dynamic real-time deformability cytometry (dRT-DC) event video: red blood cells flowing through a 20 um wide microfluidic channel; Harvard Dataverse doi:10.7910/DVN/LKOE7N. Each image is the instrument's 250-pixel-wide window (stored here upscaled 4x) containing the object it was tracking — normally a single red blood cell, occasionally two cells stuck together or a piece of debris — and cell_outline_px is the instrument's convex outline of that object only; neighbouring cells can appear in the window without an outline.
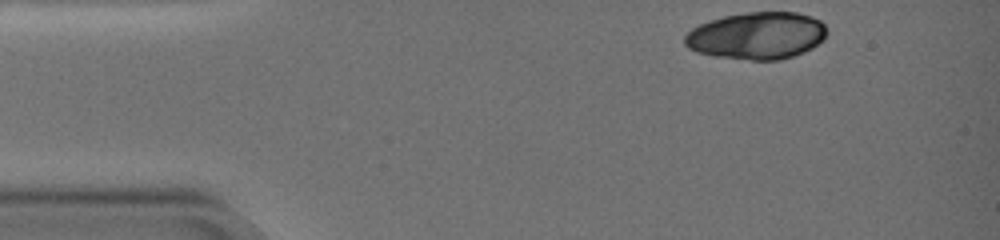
{"species": "common noctule bat (a hibernating species)", "species_latin": "Nyctalus noctula", "temperature_condition": "warm", "stored_images_in_passage": 48, "camera_frame_rate_fps": 3000, "um_per_image_px": 0.085, "animal": {"sex": "female", "body_mass_g": 19.0, "forearm_length_mm": 51.5}, "frame": {"image": 1, "passage_image": 1, "time_ms": 0.0, "image_size_px": [1000, 240], "cell_outline_px": [[824, 36], [816, 44], [792, 56], [776, 60], [752, 60], [700, 52], [684, 44], [684, 36], [692, 28], [700, 24], [724, 16], [748, 12], [796, 12], [820, 20], [824, 24]], "centroid_in_image_um": [64.31, 3.0], "position_along_channel_um": 20.7, "area_um2": 37.86}}